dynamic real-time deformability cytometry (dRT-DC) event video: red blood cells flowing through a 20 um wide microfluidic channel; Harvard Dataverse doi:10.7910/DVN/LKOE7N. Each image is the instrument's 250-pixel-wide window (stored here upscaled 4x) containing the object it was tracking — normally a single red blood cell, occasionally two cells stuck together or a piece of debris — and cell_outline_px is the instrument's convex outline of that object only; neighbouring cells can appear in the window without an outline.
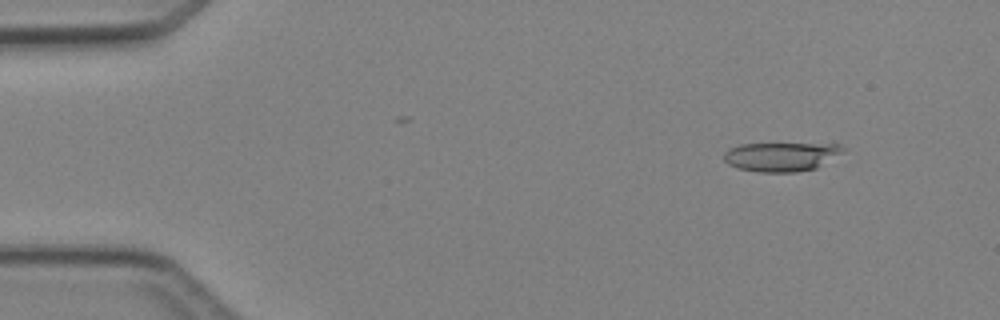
{"species": "Egyptian fruit bat (a non-hibernating species)", "species_latin": "Rousettus aegyptiacus", "temperature_condition": "cold", "stored_images_in_passage": 3, "camera_frame_rate_fps": 3000, "um_per_image_px": 0.085, "animal": {"sex": "female"}, "frame": {"image": 1, "passage_image": 1, "time_ms": 0.0, "image_size_px": [1000, 320], "cell_outline_px": [[848, 148], [844, 152], [816, 168], [796, 172], [760, 172], [736, 168], [728, 164], [724, 160], [724, 152], [728, 148], [740, 144], [840, 144]], "centroid_in_image_um": [66.41, 13.31], "position_along_channel_um": 18.6, "area_um2": 20.29}}